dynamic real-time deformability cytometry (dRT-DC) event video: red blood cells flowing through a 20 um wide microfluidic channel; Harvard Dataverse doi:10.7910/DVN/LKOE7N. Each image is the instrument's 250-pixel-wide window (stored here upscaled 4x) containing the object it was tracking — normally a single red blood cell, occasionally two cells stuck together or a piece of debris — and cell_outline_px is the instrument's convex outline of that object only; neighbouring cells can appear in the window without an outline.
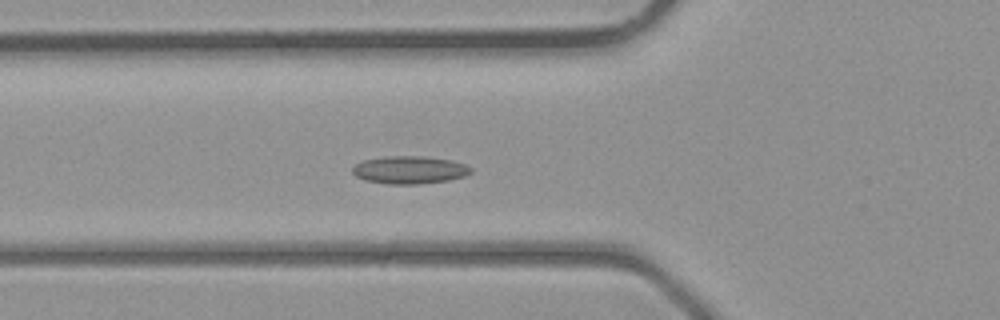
{"species": "common noctule bat (a hibernating species)", "species_latin": "Nyctalus noctula", "temperature_condition": "room temperature", "stored_images_in_passage": 31, "camera_frame_rate_fps": 3000, "um_per_image_px": 0.085, "animal": {"sex": "male", "body_mass_g": 23.1, "forearm_length_mm": 52.7}, "frame": {"image": 1, "passage_image": 5, "time_ms": 1.333, "image_size_px": [1000, 320], "cell_outline_px": [[472, 172], [464, 176], [448, 180], [416, 184], [388, 184], [364, 180], [356, 176], [352, 172], [352, 168], [356, 164], [364, 160], [384, 156], [420, 156], [452, 160], [464, 164], [472, 168]], "centroid_in_image_um": [34.8, 14.44], "position_along_channel_um": 91.0, "area_um2": 19.07}}
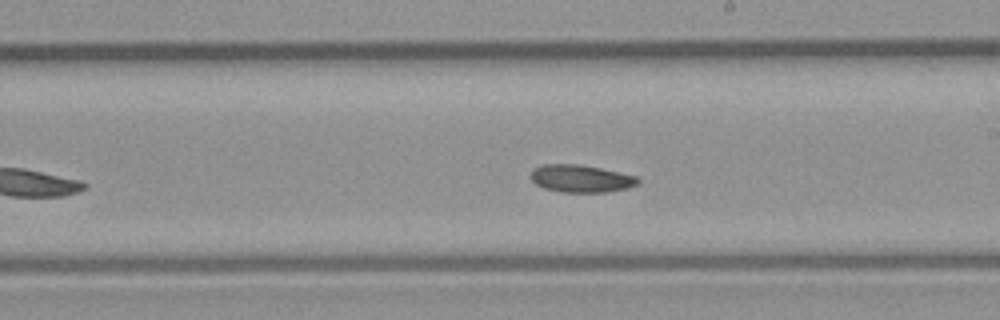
{"frame": {"image": 2, "passage_image": 14, "time_ms": 4.333, "image_size_px": [1000, 320], "cell_outline_px": [[640, 180], [636, 184], [628, 188], [604, 192], [560, 192], [544, 188], [536, 184], [532, 180], [532, 168], [544, 164], [576, 164], [600, 168], [636, 176]], "centroid_in_image_um": [49.36, 15.18], "position_along_channel_um": 239.6, "area_um2": 16.99}}
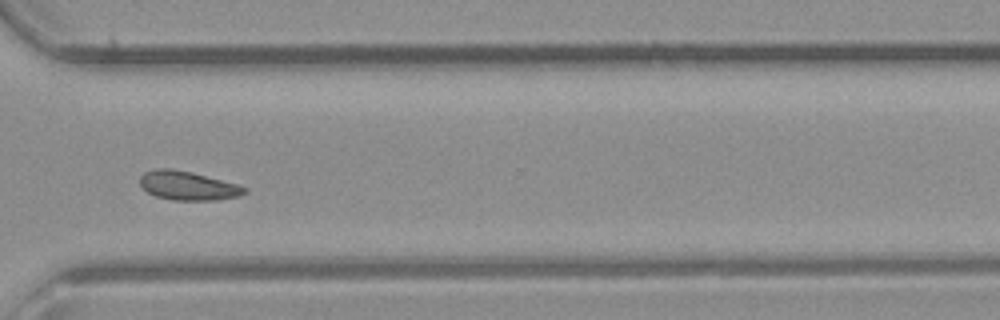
{"frame": {"image": 3, "passage_image": 21, "time_ms": 6.667, "image_size_px": [1000, 320], "cell_outline_px": [[248, 192], [240, 196], [216, 200], [172, 200], [156, 196], [148, 192], [140, 184], [140, 176], [144, 172], [156, 168], [168, 168], [192, 172], [236, 184], [248, 188]], "centroid_in_image_um": [15.98, 15.78], "position_along_channel_um": 354.6, "area_um2": 17.57}}